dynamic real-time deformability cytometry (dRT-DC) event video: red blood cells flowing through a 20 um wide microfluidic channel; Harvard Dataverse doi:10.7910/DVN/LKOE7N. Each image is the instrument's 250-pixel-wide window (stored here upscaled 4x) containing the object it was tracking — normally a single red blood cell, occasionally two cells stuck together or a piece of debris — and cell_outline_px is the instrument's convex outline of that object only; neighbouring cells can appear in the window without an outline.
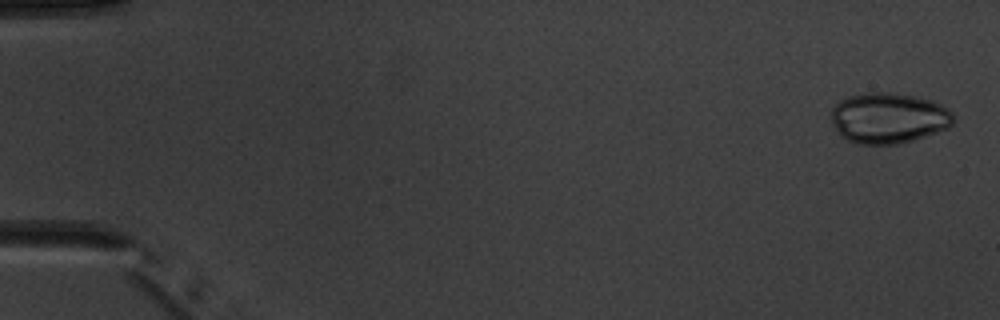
{"species": "common noctule bat (a hibernating species)", "species_latin": "Nyctalus noctula", "temperature_condition": "warm", "stored_images_in_passage": 4, "camera_frame_rate_fps": 3000, "um_per_image_px": 0.085, "animal": {"sex": "male", "body_mass_g": 20.1, "forearm_length_mm": 53.5}, "frame": {"image": 1, "passage_image": 1, "time_ms": 0.0, "image_size_px": [1000, 320], "cell_outline_px": [[952, 124], [948, 128], [900, 144], [860, 144], [848, 140], [840, 136], [832, 120], [832, 108], [840, 100], [848, 96], [868, 92], [892, 92], [916, 96], [932, 100], [948, 108], [952, 112]], "centroid_in_image_um": [75.53, 10.02], "position_along_channel_um": 9.5, "area_um2": 36.07}}